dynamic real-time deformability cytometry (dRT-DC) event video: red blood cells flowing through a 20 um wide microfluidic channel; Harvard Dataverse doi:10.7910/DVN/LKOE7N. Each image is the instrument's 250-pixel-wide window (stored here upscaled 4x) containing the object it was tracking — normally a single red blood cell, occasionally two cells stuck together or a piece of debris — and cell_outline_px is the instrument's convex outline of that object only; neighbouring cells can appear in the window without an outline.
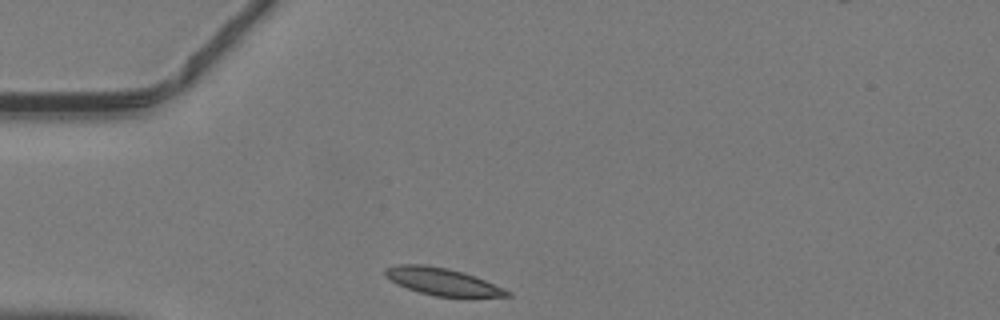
{"species": "common noctule bat (a hibernating species)", "species_latin": "Nyctalus noctula", "temperature_condition": "warm", "stored_images_in_passage": 35, "camera_frame_rate_fps": 3000, "um_per_image_px": 0.085, "animal": {"sex": "male", "body_mass_g": 19.2, "forearm_length_mm": 51.8}, "frame": {"image": 1, "passage_image": 1, "time_ms": 0.0, "image_size_px": [1000, 320], "cell_outline_px": [[512, 296], [436, 296], [420, 292], [408, 288], [384, 276], [384, 268], [396, 264], [424, 264], [448, 268], [464, 272], [476, 276], [504, 288], [512, 292]], "centroid_in_image_um": [37.6, 23.91], "position_along_channel_um": 47.4, "area_um2": 19.19}}
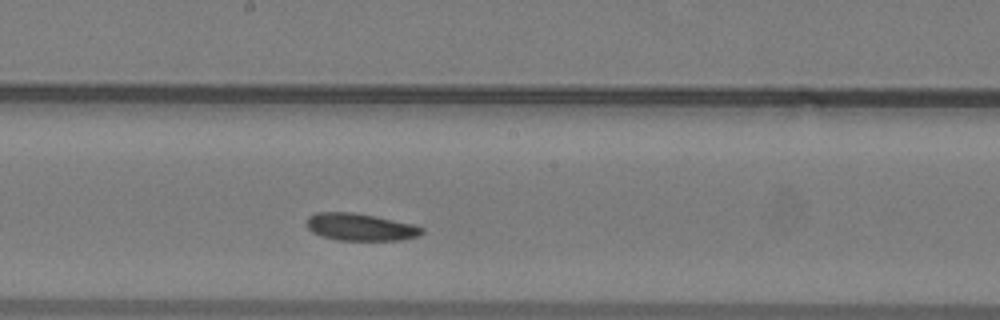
{"frame": {"image": 2, "passage_image": 14, "time_ms": 4.333, "image_size_px": [1000, 320], "cell_outline_px": [[424, 232], [420, 236], [400, 240], [336, 240], [320, 236], [312, 232], [308, 228], [308, 216], [316, 212], [352, 212], [412, 224], [424, 228]], "centroid_in_image_um": [30.62, 19.31], "position_along_channel_um": 217.6, "area_um2": 18.21}}
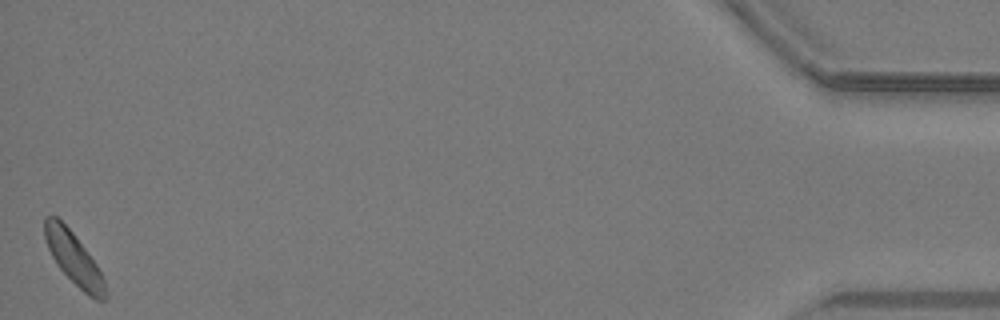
{"frame": {"image": 3, "passage_image": 35, "time_ms": 11.333, "image_size_px": [1000, 320], "cell_outline_px": [[108, 296], [104, 300], [96, 300], [88, 296], [56, 264], [48, 248], [44, 236], [44, 216], [56, 216], [72, 232], [96, 264], [104, 280], [108, 292]], "centroid_in_image_um": [6.28, 21.99], "position_along_channel_um": 428.9, "area_um2": 18.09}}